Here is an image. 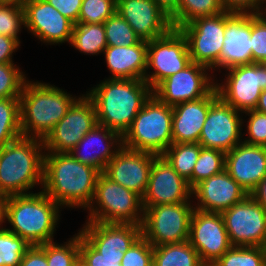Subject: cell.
Returning a JSON list of instances; mask_svg holds the SVG:
<instances>
[{"label": "cell", "instance_id": "26", "mask_svg": "<svg viewBox=\"0 0 266 266\" xmlns=\"http://www.w3.org/2000/svg\"><path fill=\"white\" fill-rule=\"evenodd\" d=\"M219 98L216 87L205 97L172 107L173 143H198L210 106Z\"/></svg>", "mask_w": 266, "mask_h": 266}, {"label": "cell", "instance_id": "41", "mask_svg": "<svg viewBox=\"0 0 266 266\" xmlns=\"http://www.w3.org/2000/svg\"><path fill=\"white\" fill-rule=\"evenodd\" d=\"M252 63H266V16L251 14Z\"/></svg>", "mask_w": 266, "mask_h": 266}, {"label": "cell", "instance_id": "22", "mask_svg": "<svg viewBox=\"0 0 266 266\" xmlns=\"http://www.w3.org/2000/svg\"><path fill=\"white\" fill-rule=\"evenodd\" d=\"M247 196L248 193L226 170L201 181L192 189V197L197 200L195 209L204 212L221 213Z\"/></svg>", "mask_w": 266, "mask_h": 266}, {"label": "cell", "instance_id": "17", "mask_svg": "<svg viewBox=\"0 0 266 266\" xmlns=\"http://www.w3.org/2000/svg\"><path fill=\"white\" fill-rule=\"evenodd\" d=\"M192 188L162 156L154 158L147 190L142 197L143 208L160 204L193 202Z\"/></svg>", "mask_w": 266, "mask_h": 266}, {"label": "cell", "instance_id": "4", "mask_svg": "<svg viewBox=\"0 0 266 266\" xmlns=\"http://www.w3.org/2000/svg\"><path fill=\"white\" fill-rule=\"evenodd\" d=\"M44 143L21 136L0 148V196L34 193L43 184Z\"/></svg>", "mask_w": 266, "mask_h": 266}, {"label": "cell", "instance_id": "5", "mask_svg": "<svg viewBox=\"0 0 266 266\" xmlns=\"http://www.w3.org/2000/svg\"><path fill=\"white\" fill-rule=\"evenodd\" d=\"M76 97L55 85L27 79L20 95L22 136L44 140Z\"/></svg>", "mask_w": 266, "mask_h": 266}, {"label": "cell", "instance_id": "7", "mask_svg": "<svg viewBox=\"0 0 266 266\" xmlns=\"http://www.w3.org/2000/svg\"><path fill=\"white\" fill-rule=\"evenodd\" d=\"M87 210L86 221L100 223L142 226L144 216L142 197L111 181L103 173L97 179L94 198Z\"/></svg>", "mask_w": 266, "mask_h": 266}, {"label": "cell", "instance_id": "18", "mask_svg": "<svg viewBox=\"0 0 266 266\" xmlns=\"http://www.w3.org/2000/svg\"><path fill=\"white\" fill-rule=\"evenodd\" d=\"M25 29L46 45H60L72 39L74 23L47 0H27L23 5Z\"/></svg>", "mask_w": 266, "mask_h": 266}, {"label": "cell", "instance_id": "47", "mask_svg": "<svg viewBox=\"0 0 266 266\" xmlns=\"http://www.w3.org/2000/svg\"><path fill=\"white\" fill-rule=\"evenodd\" d=\"M21 41L0 35V64L13 63V55L20 47Z\"/></svg>", "mask_w": 266, "mask_h": 266}, {"label": "cell", "instance_id": "15", "mask_svg": "<svg viewBox=\"0 0 266 266\" xmlns=\"http://www.w3.org/2000/svg\"><path fill=\"white\" fill-rule=\"evenodd\" d=\"M210 71L203 65L191 62L183 70L163 80L153 90V94L161 102L171 107L201 99L215 88L214 76L208 74Z\"/></svg>", "mask_w": 266, "mask_h": 266}, {"label": "cell", "instance_id": "13", "mask_svg": "<svg viewBox=\"0 0 266 266\" xmlns=\"http://www.w3.org/2000/svg\"><path fill=\"white\" fill-rule=\"evenodd\" d=\"M221 216L232 246L266 248V210L250 195Z\"/></svg>", "mask_w": 266, "mask_h": 266}, {"label": "cell", "instance_id": "24", "mask_svg": "<svg viewBox=\"0 0 266 266\" xmlns=\"http://www.w3.org/2000/svg\"><path fill=\"white\" fill-rule=\"evenodd\" d=\"M251 14L230 13L226 17L224 45L217 69L221 72L235 66L252 64ZM221 69V70H220Z\"/></svg>", "mask_w": 266, "mask_h": 266}, {"label": "cell", "instance_id": "33", "mask_svg": "<svg viewBox=\"0 0 266 266\" xmlns=\"http://www.w3.org/2000/svg\"><path fill=\"white\" fill-rule=\"evenodd\" d=\"M38 246L45 252L48 266H74L80 258V233L64 244L52 241Z\"/></svg>", "mask_w": 266, "mask_h": 266}, {"label": "cell", "instance_id": "14", "mask_svg": "<svg viewBox=\"0 0 266 266\" xmlns=\"http://www.w3.org/2000/svg\"><path fill=\"white\" fill-rule=\"evenodd\" d=\"M241 115L242 112L219 97L208 110L198 143L203 148L217 149L224 153L232 150L243 141L242 126L245 121Z\"/></svg>", "mask_w": 266, "mask_h": 266}, {"label": "cell", "instance_id": "55", "mask_svg": "<svg viewBox=\"0 0 266 266\" xmlns=\"http://www.w3.org/2000/svg\"><path fill=\"white\" fill-rule=\"evenodd\" d=\"M74 266H88L84 261H82L80 258L75 262Z\"/></svg>", "mask_w": 266, "mask_h": 266}, {"label": "cell", "instance_id": "52", "mask_svg": "<svg viewBox=\"0 0 266 266\" xmlns=\"http://www.w3.org/2000/svg\"><path fill=\"white\" fill-rule=\"evenodd\" d=\"M266 0H259L258 4V15L266 16Z\"/></svg>", "mask_w": 266, "mask_h": 266}, {"label": "cell", "instance_id": "34", "mask_svg": "<svg viewBox=\"0 0 266 266\" xmlns=\"http://www.w3.org/2000/svg\"><path fill=\"white\" fill-rule=\"evenodd\" d=\"M211 266H266V248L232 246Z\"/></svg>", "mask_w": 266, "mask_h": 266}, {"label": "cell", "instance_id": "1", "mask_svg": "<svg viewBox=\"0 0 266 266\" xmlns=\"http://www.w3.org/2000/svg\"><path fill=\"white\" fill-rule=\"evenodd\" d=\"M101 172L70 153L45 152L42 191L61 208L87 209Z\"/></svg>", "mask_w": 266, "mask_h": 266}, {"label": "cell", "instance_id": "46", "mask_svg": "<svg viewBox=\"0 0 266 266\" xmlns=\"http://www.w3.org/2000/svg\"><path fill=\"white\" fill-rule=\"evenodd\" d=\"M224 11L258 15L259 0H220Z\"/></svg>", "mask_w": 266, "mask_h": 266}, {"label": "cell", "instance_id": "49", "mask_svg": "<svg viewBox=\"0 0 266 266\" xmlns=\"http://www.w3.org/2000/svg\"><path fill=\"white\" fill-rule=\"evenodd\" d=\"M250 196L266 210V176L258 183Z\"/></svg>", "mask_w": 266, "mask_h": 266}, {"label": "cell", "instance_id": "21", "mask_svg": "<svg viewBox=\"0 0 266 266\" xmlns=\"http://www.w3.org/2000/svg\"><path fill=\"white\" fill-rule=\"evenodd\" d=\"M116 11L143 41L161 37L172 28L170 17L154 0H117Z\"/></svg>", "mask_w": 266, "mask_h": 266}, {"label": "cell", "instance_id": "40", "mask_svg": "<svg viewBox=\"0 0 266 266\" xmlns=\"http://www.w3.org/2000/svg\"><path fill=\"white\" fill-rule=\"evenodd\" d=\"M25 28L23 6L0 3V35L18 39Z\"/></svg>", "mask_w": 266, "mask_h": 266}, {"label": "cell", "instance_id": "12", "mask_svg": "<svg viewBox=\"0 0 266 266\" xmlns=\"http://www.w3.org/2000/svg\"><path fill=\"white\" fill-rule=\"evenodd\" d=\"M96 124L94 103L86 93L80 95L43 140L45 151L69 153Z\"/></svg>", "mask_w": 266, "mask_h": 266}, {"label": "cell", "instance_id": "37", "mask_svg": "<svg viewBox=\"0 0 266 266\" xmlns=\"http://www.w3.org/2000/svg\"><path fill=\"white\" fill-rule=\"evenodd\" d=\"M103 24L107 46H132L141 40L117 11Z\"/></svg>", "mask_w": 266, "mask_h": 266}, {"label": "cell", "instance_id": "50", "mask_svg": "<svg viewBox=\"0 0 266 266\" xmlns=\"http://www.w3.org/2000/svg\"><path fill=\"white\" fill-rule=\"evenodd\" d=\"M154 2L171 17L178 9L179 0H154Z\"/></svg>", "mask_w": 266, "mask_h": 266}, {"label": "cell", "instance_id": "3", "mask_svg": "<svg viewBox=\"0 0 266 266\" xmlns=\"http://www.w3.org/2000/svg\"><path fill=\"white\" fill-rule=\"evenodd\" d=\"M61 208L44 191L4 198L2 223L29 245L54 241Z\"/></svg>", "mask_w": 266, "mask_h": 266}, {"label": "cell", "instance_id": "48", "mask_svg": "<svg viewBox=\"0 0 266 266\" xmlns=\"http://www.w3.org/2000/svg\"><path fill=\"white\" fill-rule=\"evenodd\" d=\"M19 266H48L45 252L38 246H30Z\"/></svg>", "mask_w": 266, "mask_h": 266}, {"label": "cell", "instance_id": "19", "mask_svg": "<svg viewBox=\"0 0 266 266\" xmlns=\"http://www.w3.org/2000/svg\"><path fill=\"white\" fill-rule=\"evenodd\" d=\"M78 231L95 250L109 259H122L124 252L142 236V228L136 224L85 221Z\"/></svg>", "mask_w": 266, "mask_h": 266}, {"label": "cell", "instance_id": "51", "mask_svg": "<svg viewBox=\"0 0 266 266\" xmlns=\"http://www.w3.org/2000/svg\"><path fill=\"white\" fill-rule=\"evenodd\" d=\"M255 110L266 114V89L262 90V93L260 94L259 101Z\"/></svg>", "mask_w": 266, "mask_h": 266}, {"label": "cell", "instance_id": "28", "mask_svg": "<svg viewBox=\"0 0 266 266\" xmlns=\"http://www.w3.org/2000/svg\"><path fill=\"white\" fill-rule=\"evenodd\" d=\"M152 266H205L187 241L153 246Z\"/></svg>", "mask_w": 266, "mask_h": 266}, {"label": "cell", "instance_id": "39", "mask_svg": "<svg viewBox=\"0 0 266 266\" xmlns=\"http://www.w3.org/2000/svg\"><path fill=\"white\" fill-rule=\"evenodd\" d=\"M117 0H82L78 23H104L116 12Z\"/></svg>", "mask_w": 266, "mask_h": 266}, {"label": "cell", "instance_id": "27", "mask_svg": "<svg viewBox=\"0 0 266 266\" xmlns=\"http://www.w3.org/2000/svg\"><path fill=\"white\" fill-rule=\"evenodd\" d=\"M103 54L110 72L109 79L144 80L147 69V41L132 46H107Z\"/></svg>", "mask_w": 266, "mask_h": 266}, {"label": "cell", "instance_id": "10", "mask_svg": "<svg viewBox=\"0 0 266 266\" xmlns=\"http://www.w3.org/2000/svg\"><path fill=\"white\" fill-rule=\"evenodd\" d=\"M231 12L223 11L214 16L201 17L183 25L179 30L186 37L191 61L213 72L221 60L224 45L226 17Z\"/></svg>", "mask_w": 266, "mask_h": 266}, {"label": "cell", "instance_id": "32", "mask_svg": "<svg viewBox=\"0 0 266 266\" xmlns=\"http://www.w3.org/2000/svg\"><path fill=\"white\" fill-rule=\"evenodd\" d=\"M21 136L20 98L0 99V148Z\"/></svg>", "mask_w": 266, "mask_h": 266}, {"label": "cell", "instance_id": "29", "mask_svg": "<svg viewBox=\"0 0 266 266\" xmlns=\"http://www.w3.org/2000/svg\"><path fill=\"white\" fill-rule=\"evenodd\" d=\"M71 46L86 55H98L107 47L103 23L74 24Z\"/></svg>", "mask_w": 266, "mask_h": 266}, {"label": "cell", "instance_id": "43", "mask_svg": "<svg viewBox=\"0 0 266 266\" xmlns=\"http://www.w3.org/2000/svg\"><path fill=\"white\" fill-rule=\"evenodd\" d=\"M248 115V121H246L247 133L243 132V136L247 135V138L243 139V142L251 145L266 146V114L258 112L256 110H249L243 112V115Z\"/></svg>", "mask_w": 266, "mask_h": 266}, {"label": "cell", "instance_id": "53", "mask_svg": "<svg viewBox=\"0 0 266 266\" xmlns=\"http://www.w3.org/2000/svg\"><path fill=\"white\" fill-rule=\"evenodd\" d=\"M26 1L27 0H0V3L15 4V5H18V6H23Z\"/></svg>", "mask_w": 266, "mask_h": 266}, {"label": "cell", "instance_id": "6", "mask_svg": "<svg viewBox=\"0 0 266 266\" xmlns=\"http://www.w3.org/2000/svg\"><path fill=\"white\" fill-rule=\"evenodd\" d=\"M172 116V107L152 94L122 136V146L162 155L173 143Z\"/></svg>", "mask_w": 266, "mask_h": 266}, {"label": "cell", "instance_id": "9", "mask_svg": "<svg viewBox=\"0 0 266 266\" xmlns=\"http://www.w3.org/2000/svg\"><path fill=\"white\" fill-rule=\"evenodd\" d=\"M191 62L186 37L179 29L172 27L163 36L147 42L144 80L154 90L163 80L183 70Z\"/></svg>", "mask_w": 266, "mask_h": 266}, {"label": "cell", "instance_id": "30", "mask_svg": "<svg viewBox=\"0 0 266 266\" xmlns=\"http://www.w3.org/2000/svg\"><path fill=\"white\" fill-rule=\"evenodd\" d=\"M202 146L199 143H172L162 154L174 170L186 179L192 188V172Z\"/></svg>", "mask_w": 266, "mask_h": 266}, {"label": "cell", "instance_id": "45", "mask_svg": "<svg viewBox=\"0 0 266 266\" xmlns=\"http://www.w3.org/2000/svg\"><path fill=\"white\" fill-rule=\"evenodd\" d=\"M64 17L74 24L78 23L82 0H47Z\"/></svg>", "mask_w": 266, "mask_h": 266}, {"label": "cell", "instance_id": "54", "mask_svg": "<svg viewBox=\"0 0 266 266\" xmlns=\"http://www.w3.org/2000/svg\"><path fill=\"white\" fill-rule=\"evenodd\" d=\"M3 200L4 198L0 196V225H2V214H3Z\"/></svg>", "mask_w": 266, "mask_h": 266}, {"label": "cell", "instance_id": "36", "mask_svg": "<svg viewBox=\"0 0 266 266\" xmlns=\"http://www.w3.org/2000/svg\"><path fill=\"white\" fill-rule=\"evenodd\" d=\"M24 239L0 225V266H19L30 247Z\"/></svg>", "mask_w": 266, "mask_h": 266}, {"label": "cell", "instance_id": "23", "mask_svg": "<svg viewBox=\"0 0 266 266\" xmlns=\"http://www.w3.org/2000/svg\"><path fill=\"white\" fill-rule=\"evenodd\" d=\"M225 170L250 195L266 176V146L240 142L226 153Z\"/></svg>", "mask_w": 266, "mask_h": 266}, {"label": "cell", "instance_id": "25", "mask_svg": "<svg viewBox=\"0 0 266 266\" xmlns=\"http://www.w3.org/2000/svg\"><path fill=\"white\" fill-rule=\"evenodd\" d=\"M121 147L122 136L118 132L96 124L69 153L102 173Z\"/></svg>", "mask_w": 266, "mask_h": 266}, {"label": "cell", "instance_id": "31", "mask_svg": "<svg viewBox=\"0 0 266 266\" xmlns=\"http://www.w3.org/2000/svg\"><path fill=\"white\" fill-rule=\"evenodd\" d=\"M223 11L220 0H179L178 9L170 21L173 28L179 29L197 18L214 16Z\"/></svg>", "mask_w": 266, "mask_h": 266}, {"label": "cell", "instance_id": "35", "mask_svg": "<svg viewBox=\"0 0 266 266\" xmlns=\"http://www.w3.org/2000/svg\"><path fill=\"white\" fill-rule=\"evenodd\" d=\"M225 161L226 153L202 147L192 172V189L201 181L223 172Z\"/></svg>", "mask_w": 266, "mask_h": 266}, {"label": "cell", "instance_id": "11", "mask_svg": "<svg viewBox=\"0 0 266 266\" xmlns=\"http://www.w3.org/2000/svg\"><path fill=\"white\" fill-rule=\"evenodd\" d=\"M226 76L217 83L219 97L240 112L255 110L262 90L266 89V67L252 63L226 69Z\"/></svg>", "mask_w": 266, "mask_h": 266}, {"label": "cell", "instance_id": "20", "mask_svg": "<svg viewBox=\"0 0 266 266\" xmlns=\"http://www.w3.org/2000/svg\"><path fill=\"white\" fill-rule=\"evenodd\" d=\"M157 155L122 146L102 172L111 181L144 196L150 169Z\"/></svg>", "mask_w": 266, "mask_h": 266}, {"label": "cell", "instance_id": "38", "mask_svg": "<svg viewBox=\"0 0 266 266\" xmlns=\"http://www.w3.org/2000/svg\"><path fill=\"white\" fill-rule=\"evenodd\" d=\"M28 78L14 63L0 64V99L20 98Z\"/></svg>", "mask_w": 266, "mask_h": 266}, {"label": "cell", "instance_id": "16", "mask_svg": "<svg viewBox=\"0 0 266 266\" xmlns=\"http://www.w3.org/2000/svg\"><path fill=\"white\" fill-rule=\"evenodd\" d=\"M188 242L205 266L214 264L232 245L221 213L193 210Z\"/></svg>", "mask_w": 266, "mask_h": 266}, {"label": "cell", "instance_id": "44", "mask_svg": "<svg viewBox=\"0 0 266 266\" xmlns=\"http://www.w3.org/2000/svg\"><path fill=\"white\" fill-rule=\"evenodd\" d=\"M80 259L88 266H122V259H109L103 257L80 235Z\"/></svg>", "mask_w": 266, "mask_h": 266}, {"label": "cell", "instance_id": "2", "mask_svg": "<svg viewBox=\"0 0 266 266\" xmlns=\"http://www.w3.org/2000/svg\"><path fill=\"white\" fill-rule=\"evenodd\" d=\"M153 94L145 80L109 79L100 81L86 95L96 110L97 124L107 127L121 136L130 128L144 103Z\"/></svg>", "mask_w": 266, "mask_h": 266}, {"label": "cell", "instance_id": "42", "mask_svg": "<svg viewBox=\"0 0 266 266\" xmlns=\"http://www.w3.org/2000/svg\"><path fill=\"white\" fill-rule=\"evenodd\" d=\"M122 266H152L153 246L141 236L127 251L121 260Z\"/></svg>", "mask_w": 266, "mask_h": 266}, {"label": "cell", "instance_id": "8", "mask_svg": "<svg viewBox=\"0 0 266 266\" xmlns=\"http://www.w3.org/2000/svg\"><path fill=\"white\" fill-rule=\"evenodd\" d=\"M192 202L144 208L142 236L152 245L181 243L189 238Z\"/></svg>", "mask_w": 266, "mask_h": 266}]
</instances>
